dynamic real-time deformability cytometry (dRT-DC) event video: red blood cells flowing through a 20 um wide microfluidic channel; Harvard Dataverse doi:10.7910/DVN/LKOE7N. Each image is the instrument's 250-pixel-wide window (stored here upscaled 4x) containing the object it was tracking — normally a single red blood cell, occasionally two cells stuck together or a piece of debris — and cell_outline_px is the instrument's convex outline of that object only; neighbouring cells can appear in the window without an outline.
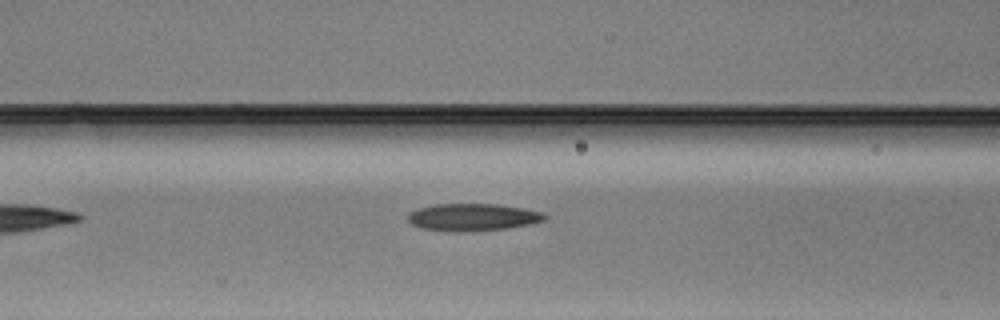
{"species": "Egyptian fruit bat (a non-hibernating species)", "species_latin": "Rousettus aegyptiacus", "temperature_condition": "warm", "stored_images_in_passage": 9, "camera_frame_rate_fps": 3000, "um_per_image_px": 0.085, "animal": {"sex": "male"}, "frame": {"image": 1, "passage_image": 7, "time_ms": 2.0, "image_size_px": [1000, 320], "cell_outline_px": [[548, 216], [544, 220], [528, 224], [504, 228], [472, 232], [456, 232], [424, 228], [412, 224], [408, 220], [408, 216], [412, 212], [420, 208], [436, 204], [496, 204], [520, 208], [540, 212]], "centroid_in_image_um": [40.17, 18.47], "position_along_channel_um": 126.4, "area_um2": 21.33}}